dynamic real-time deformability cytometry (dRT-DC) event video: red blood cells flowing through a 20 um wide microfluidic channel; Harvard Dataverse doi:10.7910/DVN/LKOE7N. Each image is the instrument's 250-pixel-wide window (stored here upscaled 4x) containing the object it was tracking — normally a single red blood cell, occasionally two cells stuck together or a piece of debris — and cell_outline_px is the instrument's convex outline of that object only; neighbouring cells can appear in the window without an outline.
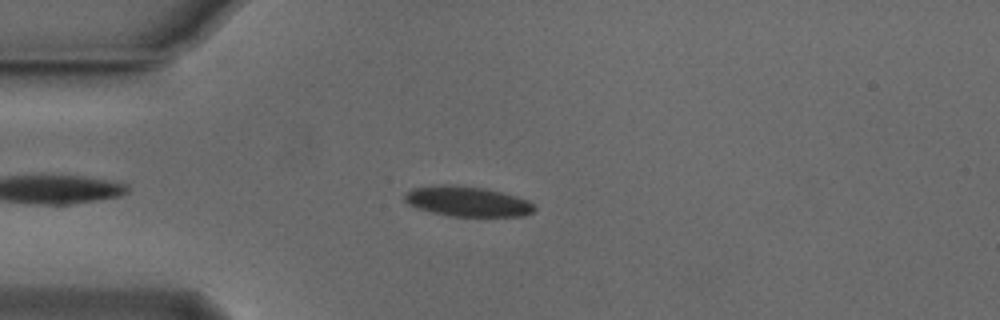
{"species": "Egyptian fruit bat (a non-hibernating species)", "species_latin": "Rousettus aegyptiacus", "temperature_condition": "cold", "stored_images_in_passage": 20, "camera_frame_rate_fps": 3000, "um_per_image_px": 0.085, "animal": {"sex": "male"}, "frame": {"image": 1, "passage_image": 7, "time_ms": 2.0, "image_size_px": [1000, 320], "cell_outline_px": [[536, 208], [532, 212], [524, 216], [448, 216], [432, 212], [408, 204], [404, 200], [404, 192], [412, 188], [440, 184], [452, 184], [488, 188], [516, 196], [528, 200]], "centroid_in_image_um": [39.71, 17.1], "position_along_channel_um": 45.3, "area_um2": 22.95}}
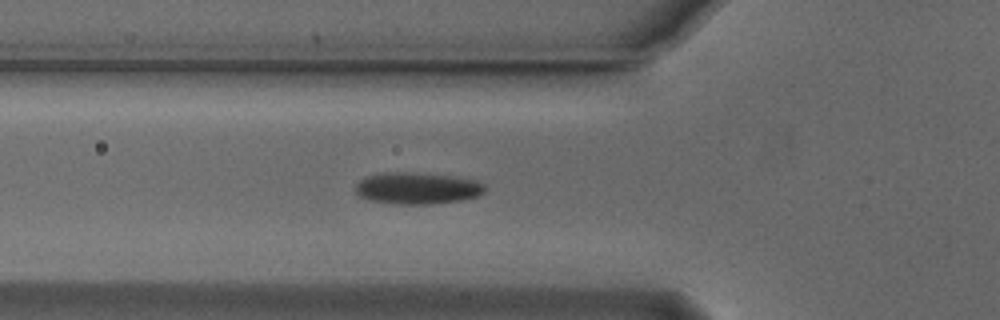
{"frame": {"image": 2, "passage_image": 12, "time_ms": 3.667, "image_size_px": [1000, 320], "cell_outline_px": [[488, 188], [480, 196], [464, 200], [432, 204], [392, 204], [368, 200], [360, 196], [356, 192], [356, 184], [364, 176], [384, 172], [400, 172], [448, 176], [476, 180], [484, 184]], "centroid_in_image_um": [35.48, 16.02], "position_along_channel_um": 90.3, "area_um2": 24.04}}
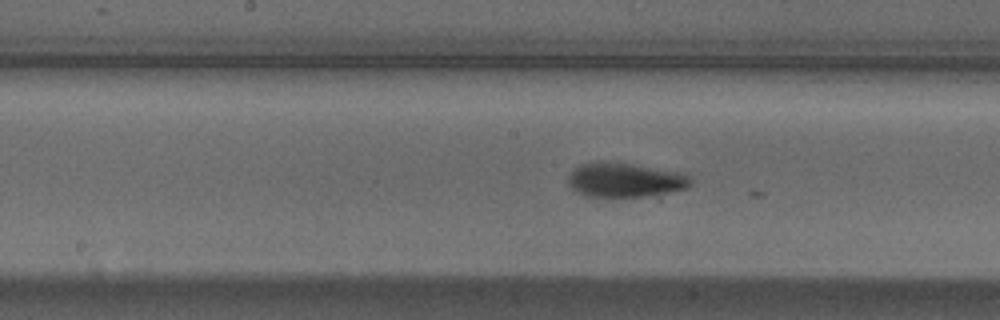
{"frame": {"image": 3, "passage_image": 16, "time_ms": 5.0, "image_size_px": [1000, 320], "cell_outline_px": [[692, 184], [688, 188], [648, 196], [588, 196], [576, 192], [568, 184], [568, 172], [572, 168], [580, 164], [600, 160], [604, 160], [680, 172], [688, 176], [692, 180]], "centroid_in_image_um": [53.06, 15.28], "position_along_channel_um": 195.1, "area_um2": 24.62}}